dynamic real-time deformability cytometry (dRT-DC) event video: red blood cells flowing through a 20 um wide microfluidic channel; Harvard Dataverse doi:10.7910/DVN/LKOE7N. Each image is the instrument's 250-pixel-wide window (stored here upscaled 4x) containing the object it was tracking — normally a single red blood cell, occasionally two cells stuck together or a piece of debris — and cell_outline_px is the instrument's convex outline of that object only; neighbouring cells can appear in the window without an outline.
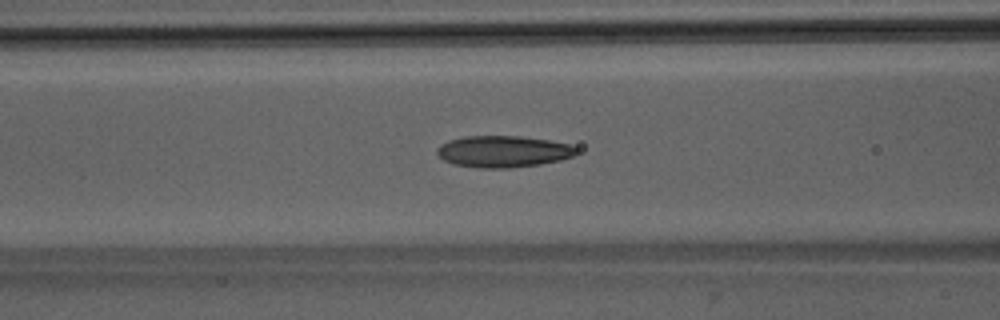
{"species": "Egyptian fruit bat (a non-hibernating species)", "species_latin": "Rousettus aegyptiacus", "temperature_condition": "room temperature", "stored_images_in_passage": 50, "camera_frame_rate_fps": 3000, "um_per_image_px": 0.085, "animal": {"sex": "male"}, "frame": {"image": 1, "passage_image": 20, "time_ms": 6.333, "image_size_px": [1000, 320], "cell_outline_px": [[576, 152], [572, 156], [560, 160], [540, 164], [512, 168], [480, 168], [452, 164], [444, 160], [436, 152], [436, 148], [440, 144], [448, 140], [464, 136], [520, 136], [548, 140], [568, 144], [576, 148]], "centroid_in_image_um": [42.72, 12.88], "position_along_channel_um": 123.9, "area_um2": 25.66}}
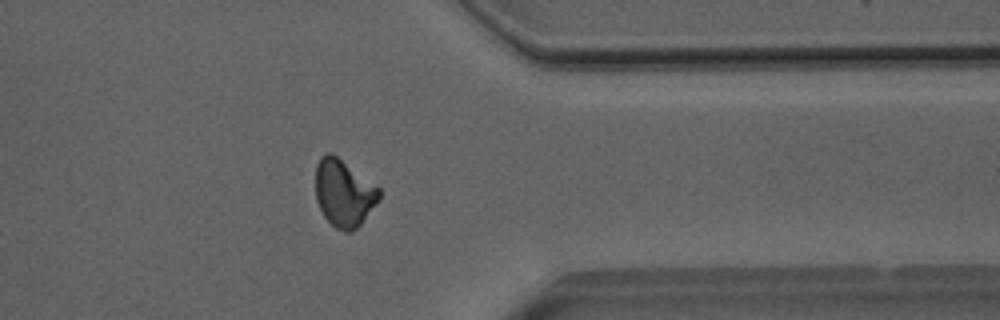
{"frame": {"image": 2, "passage_image": 40, "time_ms": 13.0, "image_size_px": [1000, 320], "cell_outline_px": [[380, 200], [360, 224], [352, 232], [344, 232], [336, 228], [324, 216], [316, 200], [316, 164], [320, 156], [328, 152], [332, 152], [380, 188]], "centroid_in_image_um": [29.22, 16.4], "position_along_channel_um": 382.2, "area_um2": 24.91}}
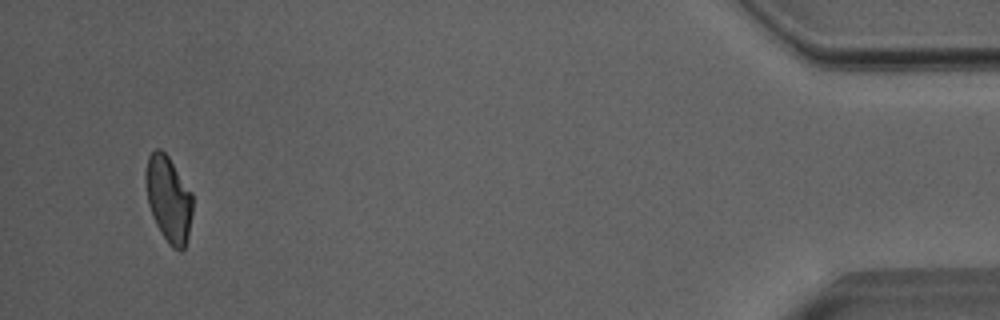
{"frame": {"image": 3, "passage_image": 48, "time_ms": 15.667, "image_size_px": [1000, 320], "cell_outline_px": [[192, 212], [188, 236], [184, 248], [180, 252], [172, 248], [168, 244], [160, 232], [152, 216], [148, 204], [144, 176], [144, 172], [148, 156], [156, 148], [160, 148], [168, 156], [192, 192]], "centroid_in_image_um": [14.31, 16.92], "position_along_channel_um": 420.9, "area_um2": 23.76}, "authors_computed_cell_mechanics": {"area_um2": 24.565, "velocity_mm_per_s": 4.0157, "shape_relaxation_time_tau1_ms": null, "shape_relaxation_time_tau2_ms": 2.5808, "deformation_change_tau1": null, "deformation_change_tau2": 0.0993}}